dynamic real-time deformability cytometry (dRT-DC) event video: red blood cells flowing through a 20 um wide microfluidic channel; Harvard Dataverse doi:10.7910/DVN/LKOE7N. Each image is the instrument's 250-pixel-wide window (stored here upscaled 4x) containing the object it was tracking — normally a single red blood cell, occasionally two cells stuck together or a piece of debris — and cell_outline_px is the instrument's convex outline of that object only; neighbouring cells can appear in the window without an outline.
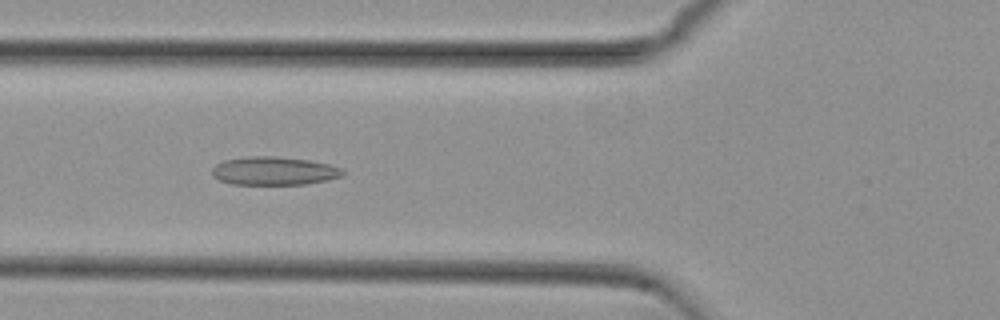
{"species": "common noctule bat (a hibernating species)", "species_latin": "Nyctalus noctula", "temperature_condition": "cold", "stored_images_in_passage": 53, "camera_frame_rate_fps": 3000, "um_per_image_px": 0.085, "animal": {"sex": "female", "body_mass_g": 29.2, "forearm_length_mm": 56.3}, "frame": {"image": 1, "passage_image": 19, "time_ms": 6.0, "image_size_px": [1000, 320], "cell_outline_px": [[344, 176], [328, 180], [308, 184], [232, 184], [220, 180], [212, 176], [212, 168], [216, 164], [224, 160], [252, 156], [276, 156], [308, 160], [328, 164], [344, 168]], "centroid_in_image_um": [23.33, 14.53], "position_along_channel_um": 102.5, "area_um2": 21.68}}
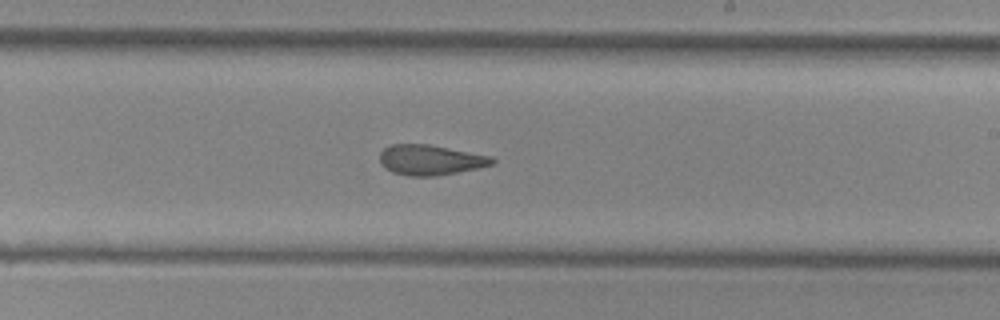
{"frame": {"image": 2, "passage_image": 31, "time_ms": 10.0, "image_size_px": [1000, 320], "cell_outline_px": [[496, 160], [492, 164], [476, 168], [436, 176], [408, 176], [392, 172], [384, 168], [380, 164], [380, 152], [384, 148], [392, 144], [428, 144], [492, 156]], "centroid_in_image_um": [36.54, 13.59], "position_along_channel_um": 252.5, "area_um2": 19.77}}
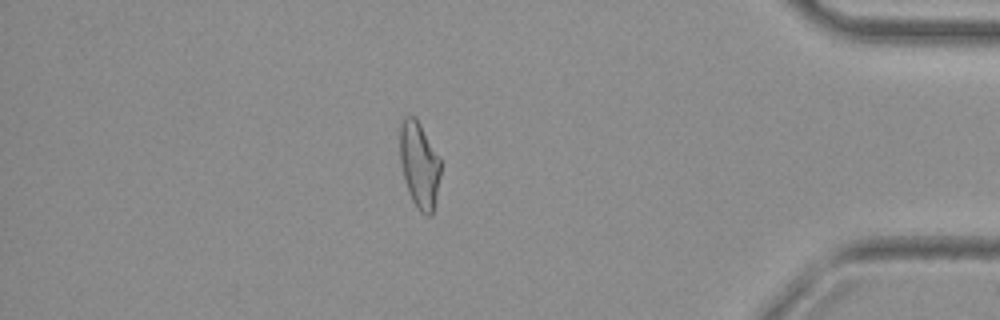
{"frame": {"image": 3, "passage_image": 46, "time_ms": 15.0, "image_size_px": [1000, 320], "cell_outline_px": [[440, 176], [436, 200], [432, 216], [428, 216], [420, 212], [416, 208], [412, 200], [404, 180], [400, 160], [400, 124], [404, 116], [416, 116], [440, 160]], "centroid_in_image_um": [35.63, 14.04], "position_along_channel_um": 399.6, "area_um2": 20.46}, "authors_computed_cell_mechanics": {"area_um2": 21.2704, "velocity_mm_per_s": 3.7411, "shape_relaxation_time_tau1_ms": null, "shape_relaxation_time_tau2_ms": 3.0469, "deformation_change_tau1": null, "deformation_change_tau2": 0.1187}}